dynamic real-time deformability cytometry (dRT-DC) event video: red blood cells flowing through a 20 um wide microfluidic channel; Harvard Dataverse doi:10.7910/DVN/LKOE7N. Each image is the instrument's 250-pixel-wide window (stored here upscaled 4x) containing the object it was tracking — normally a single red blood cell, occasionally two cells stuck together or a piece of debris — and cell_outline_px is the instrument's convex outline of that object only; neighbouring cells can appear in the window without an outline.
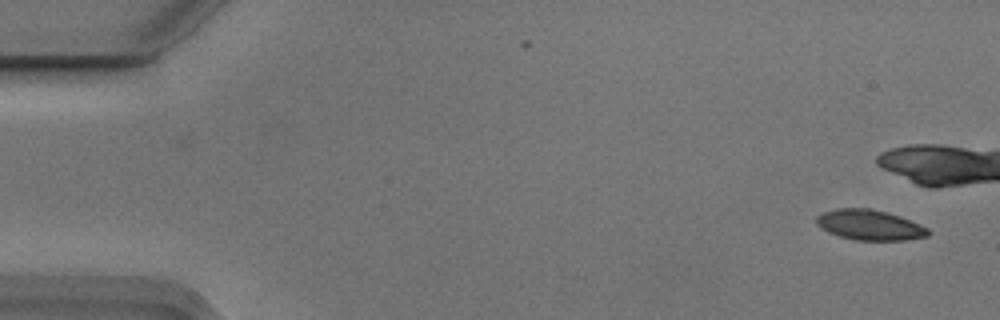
{"species": "Egyptian fruit bat (a non-hibernating species)", "species_latin": "Rousettus aegyptiacus", "temperature_condition": "cold", "stored_images_in_passage": 2, "camera_frame_rate_fps": 3000, "um_per_image_px": 0.085, "animal": {"sex": "male"}, "frame": {"image": 1, "passage_image": 2, "time_ms": 0.333, "image_size_px": [1000, 320], "cell_outline_px": [[928, 236], [904, 240], [856, 240], [840, 236], [828, 232], [820, 228], [816, 224], [816, 216], [824, 212], [836, 208], [868, 208], [884, 212], [908, 220], [928, 228]], "centroid_in_image_um": [73.85, 19.13], "position_along_channel_um": 11.1, "area_um2": 19.36}}